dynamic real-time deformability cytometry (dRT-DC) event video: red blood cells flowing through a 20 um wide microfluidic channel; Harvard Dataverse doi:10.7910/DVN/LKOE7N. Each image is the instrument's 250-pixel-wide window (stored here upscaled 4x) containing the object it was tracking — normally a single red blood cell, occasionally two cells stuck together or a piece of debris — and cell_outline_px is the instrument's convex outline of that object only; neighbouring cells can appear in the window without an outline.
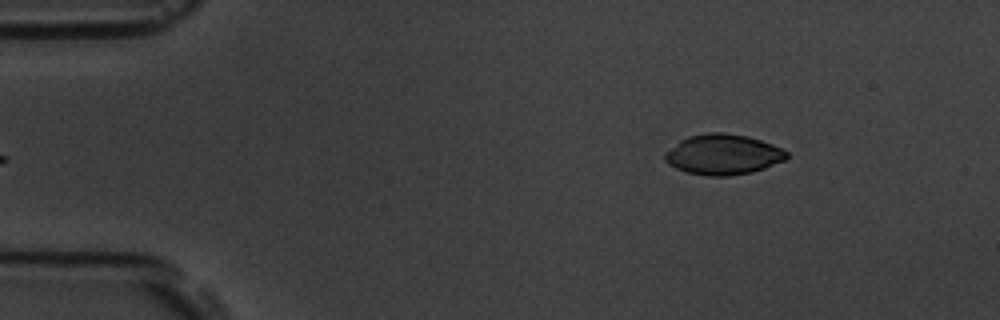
{"species": "common noctule bat (a hibernating species)", "species_latin": "Nyctalus noctula", "temperature_condition": "room temperature", "stored_images_in_passage": 5, "segment_of_instrument_passage": [2, 2], "camera_frame_rate_fps": 3000, "um_per_image_px": 0.085, "animal": {"sex": "male", "body_mass_g": 19.5, "forearm_length_mm": 54.6}, "frame": {"image": 1, "passage_image": 5, "time_ms": 4.667, "image_size_px": [1000, 320], "cell_outline_px": [[788, 156], [784, 160], [764, 168], [752, 172], [728, 176], [708, 176], [688, 172], [676, 168], [668, 164], [664, 160], [664, 152], [680, 140], [688, 136], [708, 132], [724, 132], [748, 136], [772, 144], [788, 152]], "centroid_in_image_um": [61.43, 13.12], "position_along_channel_um": 23.6, "area_um2": 28.67}}